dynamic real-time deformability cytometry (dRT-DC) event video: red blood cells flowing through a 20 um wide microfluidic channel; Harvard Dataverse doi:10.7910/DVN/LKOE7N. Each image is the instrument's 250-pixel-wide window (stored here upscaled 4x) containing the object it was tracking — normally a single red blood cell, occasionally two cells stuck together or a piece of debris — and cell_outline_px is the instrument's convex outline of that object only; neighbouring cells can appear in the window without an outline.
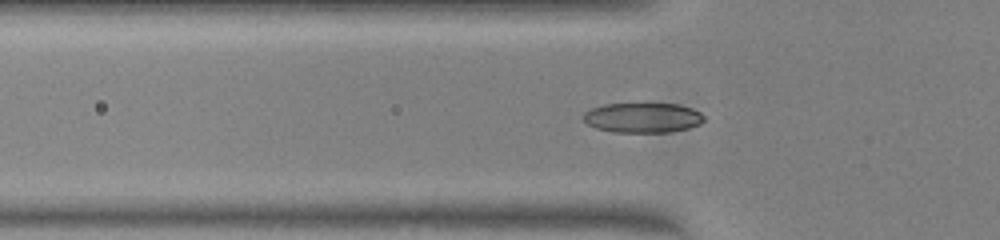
{"species": "common noctule bat (a hibernating species)", "species_latin": "Nyctalus noctula", "temperature_condition": "warm", "stored_images_in_passage": 38, "camera_frame_rate_fps": 3000, "um_per_image_px": 0.085, "animal": {"sex": "female", "body_mass_g": 23.0, "forearm_length_mm": 53.4}, "frame": {"image": 1, "passage_image": 3, "time_ms": 0.667, "image_size_px": [1000, 240], "cell_outline_px": [[704, 120], [700, 124], [688, 128], [672, 132], [612, 132], [596, 128], [588, 124], [584, 120], [584, 112], [592, 108], [604, 104], [676, 104], [692, 108], [700, 112], [704, 116]], "centroid_in_image_um": [54.64, 10.01], "position_along_channel_um": 71.2, "area_um2": 20.98}}
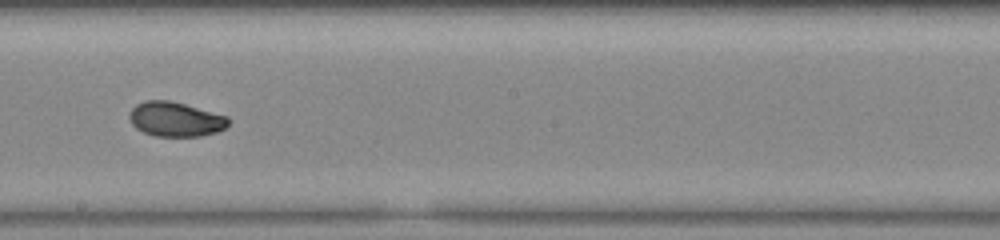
{"frame": {"image": 2, "passage_image": 15, "time_ms": 4.667, "image_size_px": [1000, 240], "cell_outline_px": [[228, 124], [224, 128], [216, 132], [200, 136], [156, 136], [144, 132], [136, 128], [132, 124], [128, 116], [132, 108], [136, 104], [144, 100], [168, 100], [184, 104], [228, 116]], "centroid_in_image_um": [14.89, 10.13], "position_along_channel_um": 233.3, "area_um2": 19.83}}
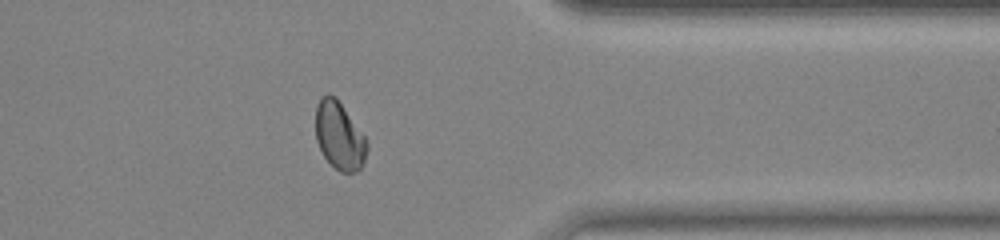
{"frame": {"image": 3, "passage_image": 27, "time_ms": 8.667, "image_size_px": [1000, 240], "cell_outline_px": [[368, 148], [364, 164], [356, 172], [340, 172], [324, 156], [316, 140], [316, 104], [328, 92], [336, 96], [364, 136], [368, 144]], "centroid_in_image_um": [28.85, 11.53], "position_along_channel_um": 382.5, "area_um2": 20.17}, "authors_computed_cell_mechanics": {"area_um2": 20.1722, "velocity_mm_per_s": 4.0448, "shape_relaxation_time_tau1_ms": 4.3405, "shape_relaxation_time_tau2_ms": 1.7352, "deformation_change_tau1": 0.1511, "deformation_change_tau2": 0.0425}}